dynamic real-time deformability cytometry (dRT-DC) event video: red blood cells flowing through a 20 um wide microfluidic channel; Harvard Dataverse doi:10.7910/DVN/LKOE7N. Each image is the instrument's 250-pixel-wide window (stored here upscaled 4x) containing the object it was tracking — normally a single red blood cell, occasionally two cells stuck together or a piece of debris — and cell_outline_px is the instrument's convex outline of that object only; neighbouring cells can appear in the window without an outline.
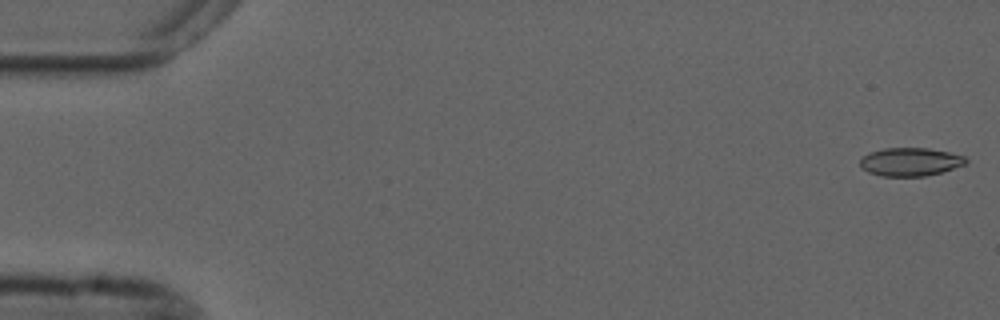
{"species": "common noctule bat (a hibernating species)", "species_latin": "Nyctalus noctula", "temperature_condition": "cold", "stored_images_in_passage": 56, "camera_frame_rate_fps": 3000, "um_per_image_px": 0.085, "animal": {"sex": "male", "forearm_length_mm": 52.5}, "frame": {"image": 1, "passage_image": 1, "time_ms": 0.0, "image_size_px": [1000, 320], "cell_outline_px": [[968, 164], [940, 172], [924, 176], [880, 176], [868, 172], [860, 168], [860, 160], [868, 152], [884, 148], [928, 148], [948, 152], [964, 156], [968, 160]], "centroid_in_image_um": [77.36, 13.75], "position_along_channel_um": 7.6, "area_um2": 17.51}}
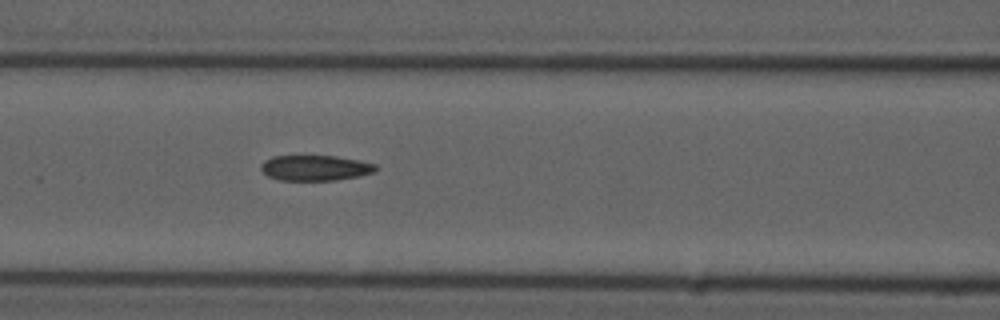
{"frame": {"image": 2, "passage_image": 23, "time_ms": 7.333, "image_size_px": [1000, 320], "cell_outline_px": [[376, 172], [360, 176], [336, 180], [280, 180], [268, 176], [260, 168], [260, 164], [264, 160], [272, 156], [336, 156], [376, 164]], "centroid_in_image_um": [26.78, 14.27], "position_along_channel_um": 139.8, "area_um2": 16.99}}
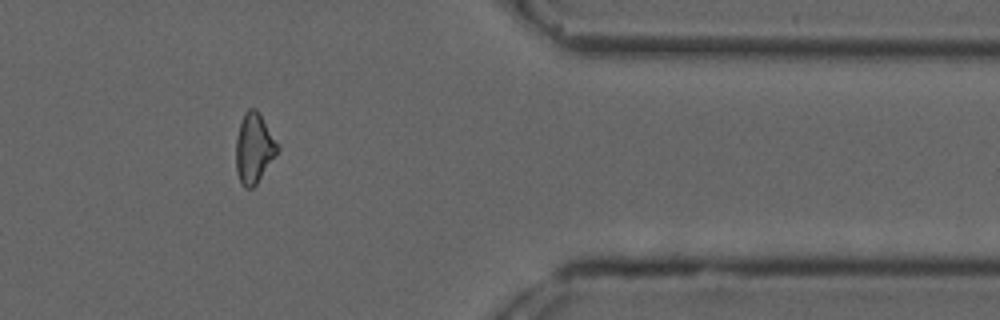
{"frame": {"image": 3, "passage_image": 45, "time_ms": 14.667, "image_size_px": [1000, 320], "cell_outline_px": [[280, 148], [256, 184], [252, 188], [244, 188], [240, 184], [236, 172], [236, 140], [240, 124], [244, 112], [248, 108], [256, 108], [280, 144]], "centroid_in_image_um": [21.59, 12.59], "position_along_channel_um": 389.8, "area_um2": 17.05}, "authors_computed_cell_mechanics": {"area_um2": 17.5423, "velocity_mm_per_s": 3.7124, "shape_relaxation_time_tau1_ms": null, "shape_relaxation_time_tau2_ms": 3.8202, "deformation_change_tau1": null, "deformation_change_tau2": 0.1195}}